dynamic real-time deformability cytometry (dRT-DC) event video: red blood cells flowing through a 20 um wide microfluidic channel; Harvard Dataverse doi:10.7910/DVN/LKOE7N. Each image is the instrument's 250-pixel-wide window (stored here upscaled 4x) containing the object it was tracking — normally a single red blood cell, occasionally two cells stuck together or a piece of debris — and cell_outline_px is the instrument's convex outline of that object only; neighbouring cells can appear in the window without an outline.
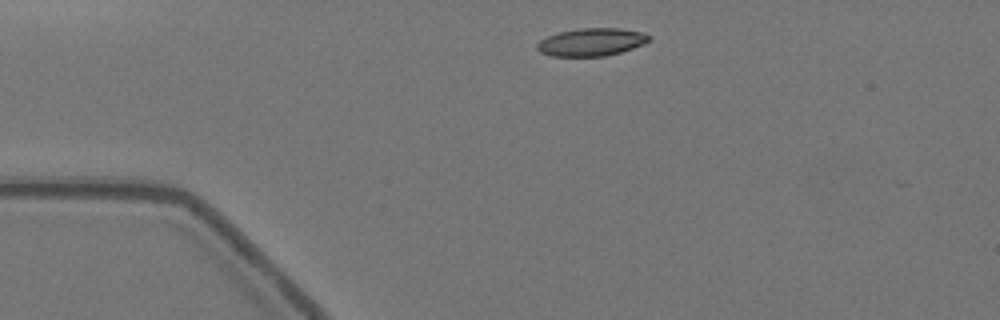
{"species": "Egyptian fruit bat (a non-hibernating species)", "species_latin": "Rousettus aegyptiacus", "temperature_condition": "warm", "stored_images_in_passage": 7, "camera_frame_rate_fps": 3000, "um_per_image_px": 0.085, "animal": {"sex": "female"}, "frame": {"image": 1, "passage_image": 1, "time_ms": 0.0, "image_size_px": [1000, 320], "cell_outline_px": [[652, 40], [644, 44], [620, 52], [604, 56], [552, 56], [540, 52], [536, 48], [536, 44], [540, 40], [548, 36], [560, 32], [580, 28], [620, 28], [644, 32], [652, 36]], "centroid_in_image_um": [50.31, 3.57], "position_along_channel_um": 34.7, "area_um2": 18.21}}